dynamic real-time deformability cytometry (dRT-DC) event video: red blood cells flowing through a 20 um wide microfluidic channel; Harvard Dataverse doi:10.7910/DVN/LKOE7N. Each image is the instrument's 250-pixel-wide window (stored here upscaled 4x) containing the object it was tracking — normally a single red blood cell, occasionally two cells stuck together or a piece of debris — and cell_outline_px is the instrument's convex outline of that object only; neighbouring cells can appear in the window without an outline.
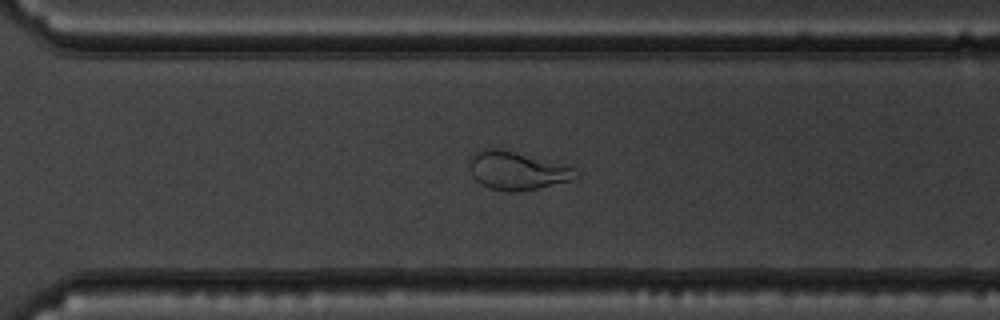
{"species": "common noctule bat (a hibernating species)", "species_latin": "Nyctalus noctula", "temperature_condition": "warm", "stored_images_in_passage": 42, "camera_frame_rate_fps": 3000, "um_per_image_px": 0.085, "animal": {"sex": "male", "body_mass_g": 19.5, "forearm_length_mm": 54.6}, "frame": {"image": 1, "passage_image": 36, "time_ms": 11.667, "image_size_px": [1000, 320], "cell_outline_px": [[580, 176], [572, 180], [520, 192], [508, 192], [488, 188], [480, 184], [472, 176], [468, 168], [468, 164], [472, 156], [476, 152], [484, 148], [500, 148], [568, 164], [576, 168]], "centroid_in_image_um": [43.97, 14.5], "position_along_channel_um": 326.6, "area_um2": 24.33}}